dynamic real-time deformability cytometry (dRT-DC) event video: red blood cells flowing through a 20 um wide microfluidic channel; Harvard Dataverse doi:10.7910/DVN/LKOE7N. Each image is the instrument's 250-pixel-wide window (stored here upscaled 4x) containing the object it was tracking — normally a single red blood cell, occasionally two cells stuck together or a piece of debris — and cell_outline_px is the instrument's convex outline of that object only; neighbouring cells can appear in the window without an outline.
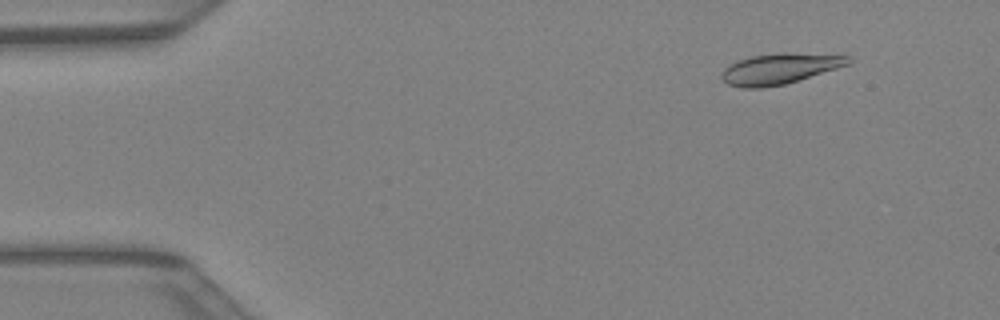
{"species": "Egyptian fruit bat (a non-hibernating species)", "species_latin": "Rousettus aegyptiacus", "temperature_condition": "warm", "stored_images_in_passage": 42, "camera_frame_rate_fps": 3000, "um_per_image_px": 0.085, "animal": {"sex": "female"}, "frame": {"image": 1, "passage_image": 5, "time_ms": 1.333, "image_size_px": [1000, 320], "cell_outline_px": [[852, 60], [848, 64], [836, 68], [784, 84], [760, 88], [740, 88], [728, 84], [720, 76], [720, 72], [728, 64], [752, 56], [848, 56]], "centroid_in_image_um": [66.11, 5.92], "position_along_channel_um": 18.9, "area_um2": 20.92}}
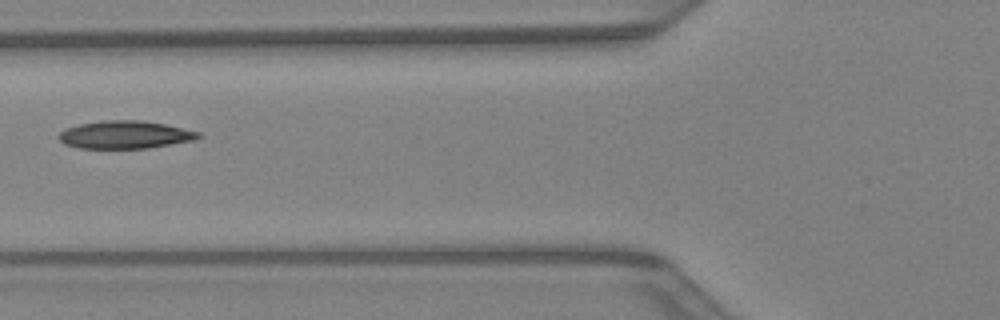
{"frame": {"image": 2, "passage_image": 17, "time_ms": 5.333, "image_size_px": [1000, 320], "cell_outline_px": [[200, 136], [192, 140], [148, 148], [80, 148], [64, 144], [56, 136], [64, 128], [80, 124], [108, 120], [140, 120], [164, 124], [200, 132]], "centroid_in_image_um": [10.57, 11.45], "position_along_channel_um": 115.2, "area_um2": 22.37}}
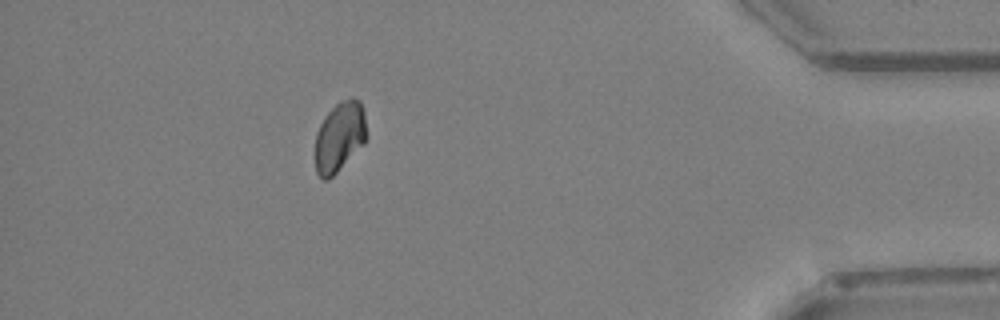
{"frame": {"image": 3, "passage_image": 38, "time_ms": 12.333, "image_size_px": [1000, 320], "cell_outline_px": [[368, 136], [364, 144], [328, 180], [324, 180], [316, 172], [316, 132], [324, 116], [340, 100], [352, 96], [360, 100], [364, 108]], "centroid_in_image_um": [28.9, 11.57], "position_along_channel_um": 406.3, "area_um2": 21.21}}